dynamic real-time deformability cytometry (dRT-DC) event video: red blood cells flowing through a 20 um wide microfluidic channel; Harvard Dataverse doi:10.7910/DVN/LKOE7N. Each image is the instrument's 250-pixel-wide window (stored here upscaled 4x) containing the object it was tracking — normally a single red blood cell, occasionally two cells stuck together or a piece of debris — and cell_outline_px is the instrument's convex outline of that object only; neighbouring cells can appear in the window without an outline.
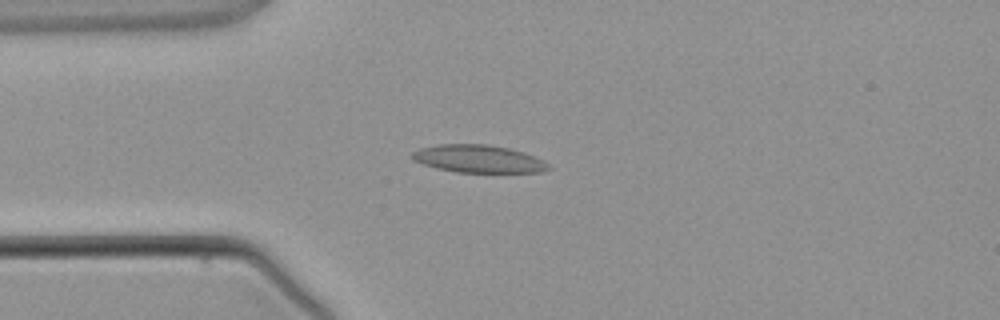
{"species": "common noctule bat (a hibernating species)", "species_latin": "Nyctalus noctula", "temperature_condition": "warm", "stored_images_in_passage": 3, "camera_frame_rate_fps": 3000, "um_per_image_px": 0.085, "animal": {"sex": "male", "body_mass_g": 21.5, "forearm_length_mm": 52.0}, "frame": {"image": 1, "passage_image": 3, "time_ms": 2.333, "image_size_px": [1000, 320], "cell_outline_px": [[552, 168], [540, 172], [456, 172], [436, 168], [412, 160], [412, 152], [420, 148], [440, 144], [488, 144], [508, 148], [524, 152], [544, 160]], "centroid_in_image_um": [40.67, 13.5], "position_along_channel_um": 44.3, "area_um2": 21.96}}